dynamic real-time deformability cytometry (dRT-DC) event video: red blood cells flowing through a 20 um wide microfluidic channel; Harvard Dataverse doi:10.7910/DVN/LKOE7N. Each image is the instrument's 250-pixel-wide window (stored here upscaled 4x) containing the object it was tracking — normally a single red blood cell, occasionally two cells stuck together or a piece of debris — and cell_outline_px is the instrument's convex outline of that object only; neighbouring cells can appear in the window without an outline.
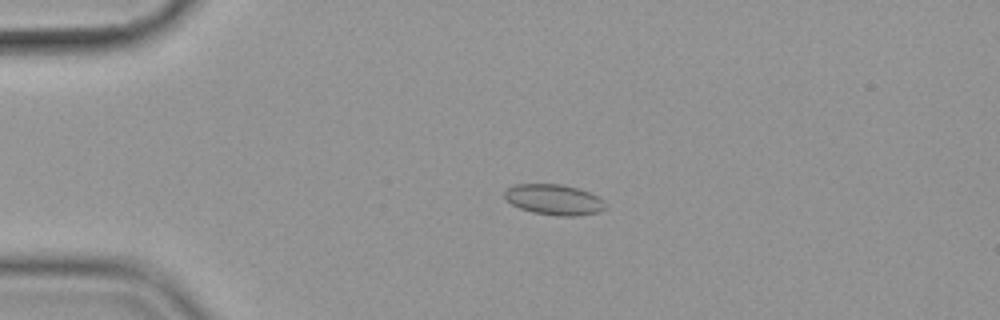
{"species": "common noctule bat (a hibernating species)", "species_latin": "Nyctalus noctula", "temperature_condition": "cold", "stored_images_in_passage": 56, "camera_frame_rate_fps": 3000, "um_per_image_px": 0.085, "animal": {"sex": "female", "body_mass_g": 19.9}, "frame": {"image": 1, "passage_image": 13, "time_ms": 4.0, "image_size_px": [1000, 320], "cell_outline_px": [[608, 208], [600, 212], [576, 216], [560, 216], [532, 212], [520, 208], [512, 204], [504, 196], [504, 192], [508, 188], [516, 184], [560, 184], [576, 188], [588, 192], [604, 200]], "centroid_in_image_um": [47.13, 16.98], "position_along_channel_um": 37.9, "area_um2": 17.92}}
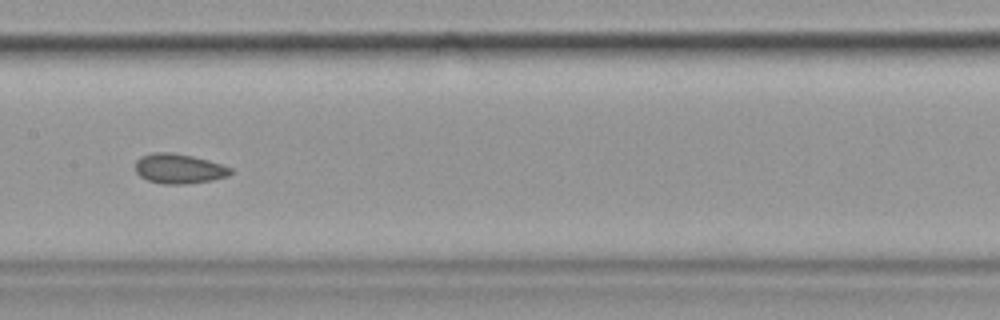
{"frame": {"image": 2, "passage_image": 29, "time_ms": 9.333, "image_size_px": [1000, 320], "cell_outline_px": [[232, 172], [228, 176], [212, 180], [184, 184], [164, 184], [148, 180], [140, 176], [136, 172], [136, 160], [140, 156], [152, 152], [172, 152], [192, 156], [208, 160], [232, 168]], "centroid_in_image_um": [15.19, 14.33], "position_along_channel_um": 192.2, "area_um2": 16.53}}
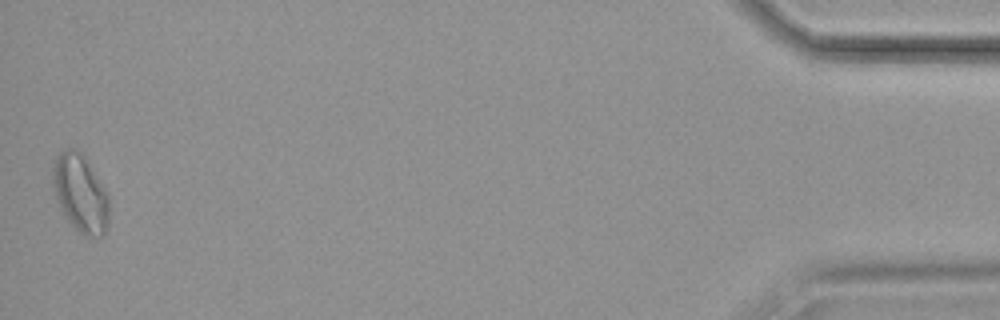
{"frame": {"image": 3, "passage_image": 56, "time_ms": 18.333, "image_size_px": [1000, 320], "cell_outline_px": [[108, 228], [104, 236], [84, 236], [60, 212], [52, 184], [52, 168], [56, 156], [60, 152], [68, 148], [72, 148], [80, 152], [108, 192]], "centroid_in_image_um": [6.82, 16.46], "position_along_channel_um": 428.4, "area_um2": 25.55}, "authors_computed_cell_mechanics": {"area_um2": 17.1666, "velocity_mm_per_s": 3.58, "shape_relaxation_time_tau1_ms": null, "shape_relaxation_time_tau2_ms": 1.9707, "deformation_change_tau1": null, "deformation_change_tau2": 0.0578}}